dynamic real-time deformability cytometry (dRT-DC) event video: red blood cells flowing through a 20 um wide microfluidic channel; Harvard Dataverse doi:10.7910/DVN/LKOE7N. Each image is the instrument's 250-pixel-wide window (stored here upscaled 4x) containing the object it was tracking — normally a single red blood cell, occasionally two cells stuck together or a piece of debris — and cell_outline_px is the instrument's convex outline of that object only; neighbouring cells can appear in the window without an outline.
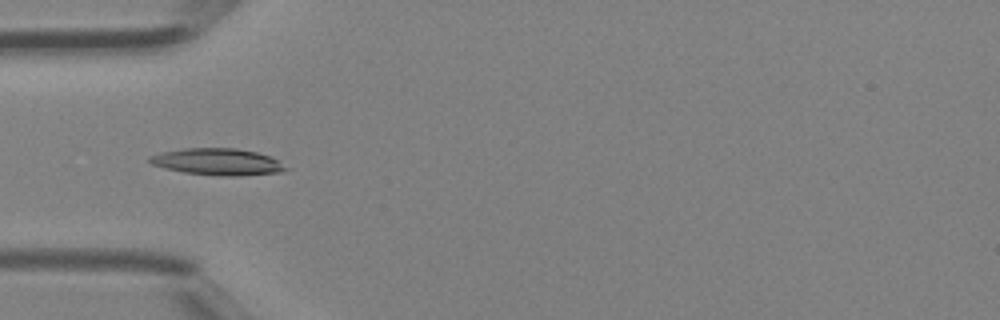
{"species": "Egyptian fruit bat (a non-hibernating species)", "species_latin": "Rousettus aegyptiacus", "temperature_condition": "room temperature", "stored_images_in_passage": 37, "camera_frame_rate_fps": 3000, "um_per_image_px": 0.085, "animal": {"sex": "female"}, "frame": {"image": 1, "passage_image": 8, "time_ms": 2.333, "image_size_px": [1000, 320], "cell_outline_px": [[288, 168], [280, 172], [236, 176], [220, 176], [184, 172], [164, 168], [152, 164], [148, 160], [148, 156], [160, 152], [184, 148], [236, 148], [256, 152], [268, 156], [276, 160]], "centroid_in_image_um": [18.43, 13.75], "position_along_channel_um": 66.6, "area_um2": 21.04}}
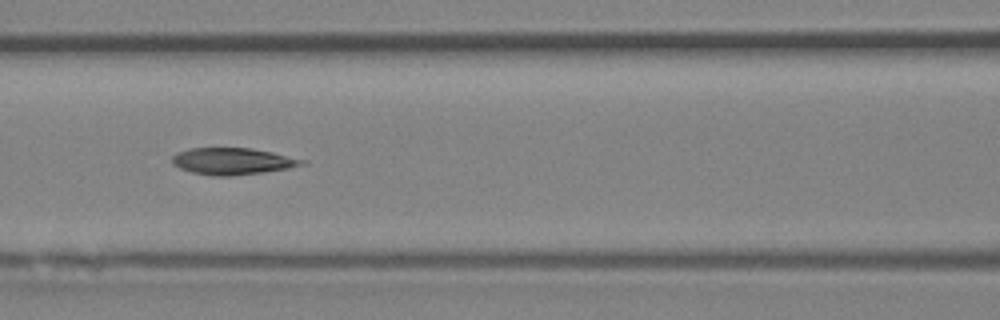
{"frame": {"image": 2, "passage_image": 13, "time_ms": 4.0, "image_size_px": [1000, 320], "cell_outline_px": [[308, 164], [288, 168], [264, 172], [228, 176], [216, 176], [192, 172], [180, 168], [172, 164], [172, 156], [176, 152], [188, 148], [252, 148], [272, 152], [308, 160]], "centroid_in_image_um": [19.79, 13.69], "position_along_channel_um": 146.8, "area_um2": 20.35}}
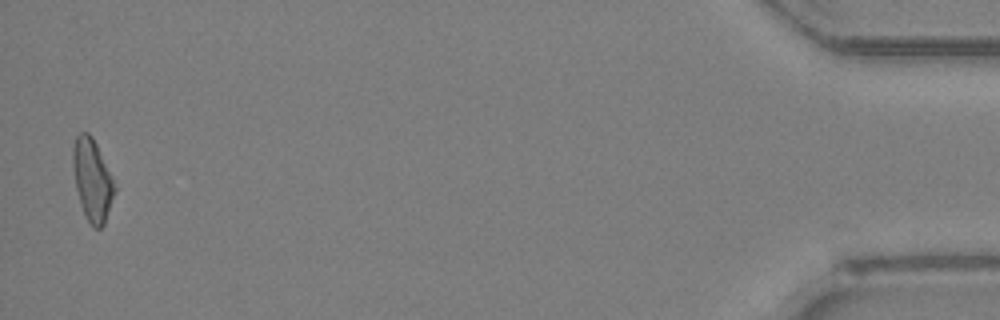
{"frame": {"image": 3, "passage_image": 36, "time_ms": 11.667, "image_size_px": [1000, 320], "cell_outline_px": [[116, 192], [104, 224], [100, 228], [92, 228], [84, 216], [76, 188], [72, 164], [72, 148], [76, 136], [80, 132], [88, 132], [92, 136], [112, 176], [116, 188]], "centroid_in_image_um": [7.84, 15.31], "position_along_channel_um": 427.4, "area_um2": 20.06}}